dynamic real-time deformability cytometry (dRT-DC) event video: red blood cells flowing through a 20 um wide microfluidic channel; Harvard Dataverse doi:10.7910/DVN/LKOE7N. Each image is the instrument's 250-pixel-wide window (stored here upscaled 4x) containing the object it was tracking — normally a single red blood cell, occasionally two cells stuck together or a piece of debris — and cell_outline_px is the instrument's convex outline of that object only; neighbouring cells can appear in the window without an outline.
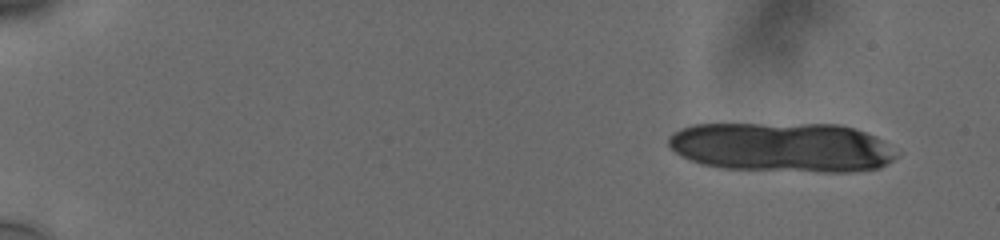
{"species": "human", "species_latin": "Homo sapiens", "temperature_condition": "cold", "stored_images_in_passage": 13, "camera_frame_rate_fps": 3000, "um_per_image_px": 0.085, "donor": {"sex": "male"}, "frame": {"image": 1, "passage_image": 1, "time_ms": 0.0, "image_size_px": [1000, 240], "cell_outline_px": [[900, 156], [880, 168], [852, 172], [824, 172], [720, 168], [700, 164], [680, 156], [668, 144], [668, 136], [680, 128], [692, 124], [840, 124], [864, 132], [880, 140], [900, 152]], "centroid_in_image_um": [66.48, 12.52], "position_along_channel_um": 18.5, "area_um2": 66.47}}
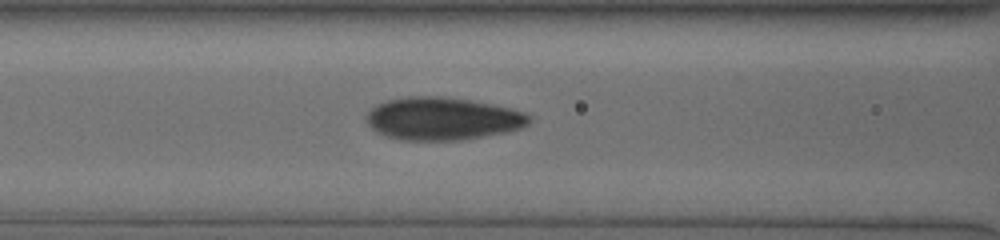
{"frame": {"image": 2, "passage_image": 9, "time_ms": 7.667, "image_size_px": [1000, 240], "cell_outline_px": [[532, 120], [528, 124], [520, 128], [504, 132], [460, 140], [400, 140], [384, 136], [372, 128], [368, 124], [368, 112], [376, 104], [388, 100], [412, 96], [432, 96], [468, 100], [508, 108], [524, 112]], "centroid_in_image_um": [37.58, 10.1], "position_along_channel_um": 129.0, "area_um2": 39.88}}
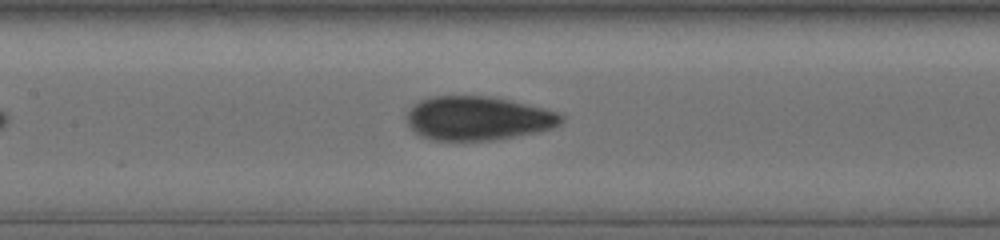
{"frame": {"image": 3, "passage_image": 12, "time_ms": 8.667, "image_size_px": [1000, 240], "cell_outline_px": [[564, 120], [560, 124], [552, 128], [536, 132], [492, 140], [432, 140], [420, 136], [408, 124], [408, 112], [412, 104], [428, 96], [488, 96], [508, 100], [544, 108], [560, 112], [564, 116]], "centroid_in_image_um": [40.63, 10.05], "position_along_channel_um": 166.8, "area_um2": 39.48}}